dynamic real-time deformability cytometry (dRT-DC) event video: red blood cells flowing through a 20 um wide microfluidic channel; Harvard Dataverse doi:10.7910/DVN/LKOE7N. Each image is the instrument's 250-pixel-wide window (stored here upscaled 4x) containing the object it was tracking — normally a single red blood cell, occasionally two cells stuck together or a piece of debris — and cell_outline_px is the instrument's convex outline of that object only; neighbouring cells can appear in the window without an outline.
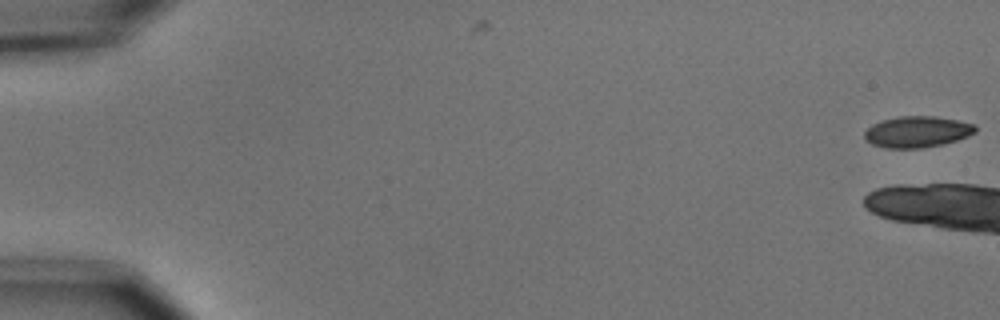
{"species": "common noctule bat (a hibernating species)", "species_latin": "Nyctalus noctula", "temperature_condition": "cold", "stored_images_in_passage": 7, "camera_frame_rate_fps": 3000, "um_per_image_px": 0.085, "animal": {"sex": "male", "body_mass_g": 15.6}, "frame": {"image": 1, "passage_image": 1, "time_ms": 0.0, "image_size_px": [1000, 320], "cell_outline_px": [[976, 132], [968, 136], [956, 140], [940, 144], [920, 148], [884, 148], [872, 144], [864, 140], [864, 132], [872, 124], [896, 116], [936, 116], [976, 124]], "centroid_in_image_um": [77.94, 11.2], "position_along_channel_um": 7.1, "area_um2": 20.17}}